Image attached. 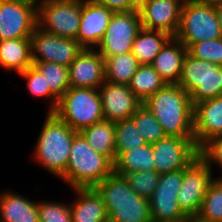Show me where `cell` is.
Segmentation results:
<instances>
[{"label":"cell","instance_id":"cell-1","mask_svg":"<svg viewBox=\"0 0 222 222\" xmlns=\"http://www.w3.org/2000/svg\"><path fill=\"white\" fill-rule=\"evenodd\" d=\"M142 104L156 117L166 136L194 138V106L179 84H167Z\"/></svg>","mask_w":222,"mask_h":222},{"label":"cell","instance_id":"cell-2","mask_svg":"<svg viewBox=\"0 0 222 222\" xmlns=\"http://www.w3.org/2000/svg\"><path fill=\"white\" fill-rule=\"evenodd\" d=\"M106 207L109 222H149V199L139 196L125 176L113 172L94 187Z\"/></svg>","mask_w":222,"mask_h":222},{"label":"cell","instance_id":"cell-3","mask_svg":"<svg viewBox=\"0 0 222 222\" xmlns=\"http://www.w3.org/2000/svg\"><path fill=\"white\" fill-rule=\"evenodd\" d=\"M65 173L60 177L74 188H94L114 172V163L93 150L78 132L71 145Z\"/></svg>","mask_w":222,"mask_h":222},{"label":"cell","instance_id":"cell-4","mask_svg":"<svg viewBox=\"0 0 222 222\" xmlns=\"http://www.w3.org/2000/svg\"><path fill=\"white\" fill-rule=\"evenodd\" d=\"M77 133L54 113H48L34 148V158L50 173L61 177L68 165L72 141Z\"/></svg>","mask_w":222,"mask_h":222},{"label":"cell","instance_id":"cell-5","mask_svg":"<svg viewBox=\"0 0 222 222\" xmlns=\"http://www.w3.org/2000/svg\"><path fill=\"white\" fill-rule=\"evenodd\" d=\"M53 113L77 132L105 120L100 92L95 88L70 87Z\"/></svg>","mask_w":222,"mask_h":222},{"label":"cell","instance_id":"cell-6","mask_svg":"<svg viewBox=\"0 0 222 222\" xmlns=\"http://www.w3.org/2000/svg\"><path fill=\"white\" fill-rule=\"evenodd\" d=\"M176 39L187 48L193 43L221 38L216 6L195 0H185L181 9Z\"/></svg>","mask_w":222,"mask_h":222},{"label":"cell","instance_id":"cell-7","mask_svg":"<svg viewBox=\"0 0 222 222\" xmlns=\"http://www.w3.org/2000/svg\"><path fill=\"white\" fill-rule=\"evenodd\" d=\"M178 84L190 95L193 106L222 95V66L186 54Z\"/></svg>","mask_w":222,"mask_h":222},{"label":"cell","instance_id":"cell-8","mask_svg":"<svg viewBox=\"0 0 222 222\" xmlns=\"http://www.w3.org/2000/svg\"><path fill=\"white\" fill-rule=\"evenodd\" d=\"M37 25L54 35L77 40L82 0H37Z\"/></svg>","mask_w":222,"mask_h":222},{"label":"cell","instance_id":"cell-9","mask_svg":"<svg viewBox=\"0 0 222 222\" xmlns=\"http://www.w3.org/2000/svg\"><path fill=\"white\" fill-rule=\"evenodd\" d=\"M142 28L138 11L114 12L97 50L107 57L131 52L137 33Z\"/></svg>","mask_w":222,"mask_h":222},{"label":"cell","instance_id":"cell-10","mask_svg":"<svg viewBox=\"0 0 222 222\" xmlns=\"http://www.w3.org/2000/svg\"><path fill=\"white\" fill-rule=\"evenodd\" d=\"M37 0H0V41L30 38L37 26Z\"/></svg>","mask_w":222,"mask_h":222},{"label":"cell","instance_id":"cell-11","mask_svg":"<svg viewBox=\"0 0 222 222\" xmlns=\"http://www.w3.org/2000/svg\"><path fill=\"white\" fill-rule=\"evenodd\" d=\"M183 181V169L161 174L153 195L149 198L152 220L161 222H189L177 202Z\"/></svg>","mask_w":222,"mask_h":222},{"label":"cell","instance_id":"cell-12","mask_svg":"<svg viewBox=\"0 0 222 222\" xmlns=\"http://www.w3.org/2000/svg\"><path fill=\"white\" fill-rule=\"evenodd\" d=\"M198 153L194 138L166 136L152 143L155 171L160 175L186 169Z\"/></svg>","mask_w":222,"mask_h":222},{"label":"cell","instance_id":"cell-13","mask_svg":"<svg viewBox=\"0 0 222 222\" xmlns=\"http://www.w3.org/2000/svg\"><path fill=\"white\" fill-rule=\"evenodd\" d=\"M211 168L200 158H196L183 169V181L177 194V202L188 217L197 216L209 184L214 180Z\"/></svg>","mask_w":222,"mask_h":222},{"label":"cell","instance_id":"cell-14","mask_svg":"<svg viewBox=\"0 0 222 222\" xmlns=\"http://www.w3.org/2000/svg\"><path fill=\"white\" fill-rule=\"evenodd\" d=\"M31 38L32 62H54L69 66L84 47L75 39L60 37L38 25Z\"/></svg>","mask_w":222,"mask_h":222},{"label":"cell","instance_id":"cell-15","mask_svg":"<svg viewBox=\"0 0 222 222\" xmlns=\"http://www.w3.org/2000/svg\"><path fill=\"white\" fill-rule=\"evenodd\" d=\"M104 119L111 122L131 118L142 101L128 85L105 81L99 88Z\"/></svg>","mask_w":222,"mask_h":222},{"label":"cell","instance_id":"cell-16","mask_svg":"<svg viewBox=\"0 0 222 222\" xmlns=\"http://www.w3.org/2000/svg\"><path fill=\"white\" fill-rule=\"evenodd\" d=\"M185 0H149L139 11L142 28L159 30L174 37L180 24Z\"/></svg>","mask_w":222,"mask_h":222},{"label":"cell","instance_id":"cell-17","mask_svg":"<svg viewBox=\"0 0 222 222\" xmlns=\"http://www.w3.org/2000/svg\"><path fill=\"white\" fill-rule=\"evenodd\" d=\"M114 11L94 0H82L77 41L84 48H96L105 35Z\"/></svg>","mask_w":222,"mask_h":222},{"label":"cell","instance_id":"cell-18","mask_svg":"<svg viewBox=\"0 0 222 222\" xmlns=\"http://www.w3.org/2000/svg\"><path fill=\"white\" fill-rule=\"evenodd\" d=\"M71 87L98 89L105 80V59L95 49L84 48L68 66Z\"/></svg>","mask_w":222,"mask_h":222},{"label":"cell","instance_id":"cell-19","mask_svg":"<svg viewBox=\"0 0 222 222\" xmlns=\"http://www.w3.org/2000/svg\"><path fill=\"white\" fill-rule=\"evenodd\" d=\"M193 134L198 148L208 139L222 135V95L194 105Z\"/></svg>","mask_w":222,"mask_h":222},{"label":"cell","instance_id":"cell-20","mask_svg":"<svg viewBox=\"0 0 222 222\" xmlns=\"http://www.w3.org/2000/svg\"><path fill=\"white\" fill-rule=\"evenodd\" d=\"M186 54L187 47L171 37L150 65L167 84H178Z\"/></svg>","mask_w":222,"mask_h":222},{"label":"cell","instance_id":"cell-21","mask_svg":"<svg viewBox=\"0 0 222 222\" xmlns=\"http://www.w3.org/2000/svg\"><path fill=\"white\" fill-rule=\"evenodd\" d=\"M78 194L71 207L72 222H108L101 196L94 188H74Z\"/></svg>","mask_w":222,"mask_h":222},{"label":"cell","instance_id":"cell-22","mask_svg":"<svg viewBox=\"0 0 222 222\" xmlns=\"http://www.w3.org/2000/svg\"><path fill=\"white\" fill-rule=\"evenodd\" d=\"M0 215V222H39L37 202L14 192L0 195Z\"/></svg>","mask_w":222,"mask_h":222},{"label":"cell","instance_id":"cell-23","mask_svg":"<svg viewBox=\"0 0 222 222\" xmlns=\"http://www.w3.org/2000/svg\"><path fill=\"white\" fill-rule=\"evenodd\" d=\"M31 38L0 41V66L18 74L32 66Z\"/></svg>","mask_w":222,"mask_h":222},{"label":"cell","instance_id":"cell-24","mask_svg":"<svg viewBox=\"0 0 222 222\" xmlns=\"http://www.w3.org/2000/svg\"><path fill=\"white\" fill-rule=\"evenodd\" d=\"M94 151L107 156L113 163L115 153V122L103 120L79 131Z\"/></svg>","mask_w":222,"mask_h":222},{"label":"cell","instance_id":"cell-25","mask_svg":"<svg viewBox=\"0 0 222 222\" xmlns=\"http://www.w3.org/2000/svg\"><path fill=\"white\" fill-rule=\"evenodd\" d=\"M171 37L164 31L141 28L136 35L131 53L141 65H150Z\"/></svg>","mask_w":222,"mask_h":222},{"label":"cell","instance_id":"cell-26","mask_svg":"<svg viewBox=\"0 0 222 222\" xmlns=\"http://www.w3.org/2000/svg\"><path fill=\"white\" fill-rule=\"evenodd\" d=\"M148 170H155L152 144L148 143L123 152L114 162V172L121 176Z\"/></svg>","mask_w":222,"mask_h":222},{"label":"cell","instance_id":"cell-27","mask_svg":"<svg viewBox=\"0 0 222 222\" xmlns=\"http://www.w3.org/2000/svg\"><path fill=\"white\" fill-rule=\"evenodd\" d=\"M141 64L131 53L105 58V80L109 83L129 85Z\"/></svg>","mask_w":222,"mask_h":222},{"label":"cell","instance_id":"cell-28","mask_svg":"<svg viewBox=\"0 0 222 222\" xmlns=\"http://www.w3.org/2000/svg\"><path fill=\"white\" fill-rule=\"evenodd\" d=\"M167 85L166 81L149 64L140 65L132 76L129 88L144 102L149 96Z\"/></svg>","mask_w":222,"mask_h":222},{"label":"cell","instance_id":"cell-29","mask_svg":"<svg viewBox=\"0 0 222 222\" xmlns=\"http://www.w3.org/2000/svg\"><path fill=\"white\" fill-rule=\"evenodd\" d=\"M32 65L44 75L46 86L60 98L71 86L68 67L54 62H33Z\"/></svg>","mask_w":222,"mask_h":222},{"label":"cell","instance_id":"cell-30","mask_svg":"<svg viewBox=\"0 0 222 222\" xmlns=\"http://www.w3.org/2000/svg\"><path fill=\"white\" fill-rule=\"evenodd\" d=\"M146 144L132 118L115 122L116 159L126 151Z\"/></svg>","mask_w":222,"mask_h":222},{"label":"cell","instance_id":"cell-31","mask_svg":"<svg viewBox=\"0 0 222 222\" xmlns=\"http://www.w3.org/2000/svg\"><path fill=\"white\" fill-rule=\"evenodd\" d=\"M197 217L206 221L222 222V177L215 178L209 184Z\"/></svg>","mask_w":222,"mask_h":222},{"label":"cell","instance_id":"cell-32","mask_svg":"<svg viewBox=\"0 0 222 222\" xmlns=\"http://www.w3.org/2000/svg\"><path fill=\"white\" fill-rule=\"evenodd\" d=\"M131 118L146 143L152 144L166 137L162 125L145 105L142 104Z\"/></svg>","mask_w":222,"mask_h":222},{"label":"cell","instance_id":"cell-33","mask_svg":"<svg viewBox=\"0 0 222 222\" xmlns=\"http://www.w3.org/2000/svg\"><path fill=\"white\" fill-rule=\"evenodd\" d=\"M21 77L27 80L29 93L33 96L51 98V105L48 113H53L58 105L59 98L46 86L44 75L41 74L33 65L29 66L25 71L19 73Z\"/></svg>","mask_w":222,"mask_h":222},{"label":"cell","instance_id":"cell-34","mask_svg":"<svg viewBox=\"0 0 222 222\" xmlns=\"http://www.w3.org/2000/svg\"><path fill=\"white\" fill-rule=\"evenodd\" d=\"M187 53L198 60L222 66V37L193 43Z\"/></svg>","mask_w":222,"mask_h":222},{"label":"cell","instance_id":"cell-35","mask_svg":"<svg viewBox=\"0 0 222 222\" xmlns=\"http://www.w3.org/2000/svg\"><path fill=\"white\" fill-rule=\"evenodd\" d=\"M160 174L155 170L128 173L125 178L139 196L149 199L157 187Z\"/></svg>","mask_w":222,"mask_h":222},{"label":"cell","instance_id":"cell-36","mask_svg":"<svg viewBox=\"0 0 222 222\" xmlns=\"http://www.w3.org/2000/svg\"><path fill=\"white\" fill-rule=\"evenodd\" d=\"M39 222H72L70 205L40 201L37 203Z\"/></svg>","mask_w":222,"mask_h":222},{"label":"cell","instance_id":"cell-37","mask_svg":"<svg viewBox=\"0 0 222 222\" xmlns=\"http://www.w3.org/2000/svg\"><path fill=\"white\" fill-rule=\"evenodd\" d=\"M199 157L211 168L212 164L222 167V135L212 137L199 148Z\"/></svg>","mask_w":222,"mask_h":222},{"label":"cell","instance_id":"cell-38","mask_svg":"<svg viewBox=\"0 0 222 222\" xmlns=\"http://www.w3.org/2000/svg\"><path fill=\"white\" fill-rule=\"evenodd\" d=\"M114 12L140 11L149 0H94Z\"/></svg>","mask_w":222,"mask_h":222},{"label":"cell","instance_id":"cell-39","mask_svg":"<svg viewBox=\"0 0 222 222\" xmlns=\"http://www.w3.org/2000/svg\"><path fill=\"white\" fill-rule=\"evenodd\" d=\"M216 13L218 16L219 26L221 29V37H222V5L216 6Z\"/></svg>","mask_w":222,"mask_h":222},{"label":"cell","instance_id":"cell-40","mask_svg":"<svg viewBox=\"0 0 222 222\" xmlns=\"http://www.w3.org/2000/svg\"><path fill=\"white\" fill-rule=\"evenodd\" d=\"M195 1L208 3V4H211L213 6L222 5V0H195Z\"/></svg>","mask_w":222,"mask_h":222},{"label":"cell","instance_id":"cell-41","mask_svg":"<svg viewBox=\"0 0 222 222\" xmlns=\"http://www.w3.org/2000/svg\"><path fill=\"white\" fill-rule=\"evenodd\" d=\"M189 222H211L198 218L197 216L189 218Z\"/></svg>","mask_w":222,"mask_h":222},{"label":"cell","instance_id":"cell-42","mask_svg":"<svg viewBox=\"0 0 222 222\" xmlns=\"http://www.w3.org/2000/svg\"><path fill=\"white\" fill-rule=\"evenodd\" d=\"M149 222H161V221H154V220H150Z\"/></svg>","mask_w":222,"mask_h":222}]
</instances>
